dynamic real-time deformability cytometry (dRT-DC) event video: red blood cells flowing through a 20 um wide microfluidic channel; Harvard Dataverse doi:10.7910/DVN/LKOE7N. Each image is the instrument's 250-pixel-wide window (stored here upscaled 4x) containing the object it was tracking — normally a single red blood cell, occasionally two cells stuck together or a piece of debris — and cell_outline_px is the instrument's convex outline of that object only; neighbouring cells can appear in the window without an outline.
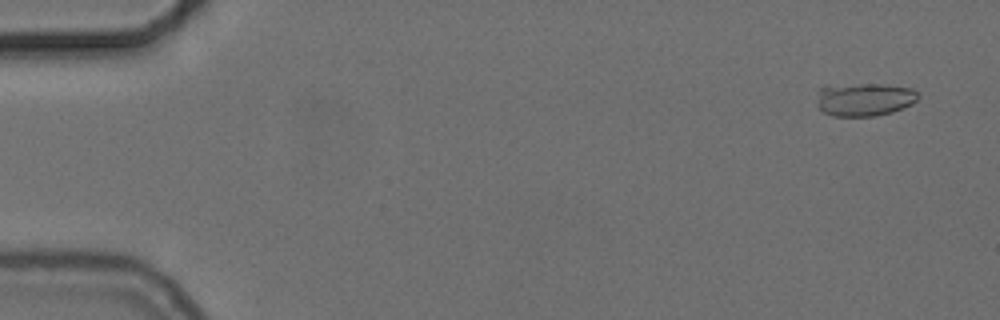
{"species": "common noctule bat (a hibernating species)", "species_latin": "Nyctalus noctula", "temperature_condition": "cold", "stored_images_in_passage": 55, "camera_frame_rate_fps": 3000, "um_per_image_px": 0.085, "animal": {"sex": "female", "body_mass_g": 24.6, "forearm_length_mm": 56.2}, "frame": {"image": 1, "passage_image": 3, "time_ms": 0.667, "image_size_px": [1000, 320], "cell_outline_px": [[920, 96], [912, 104], [892, 112], [876, 116], [832, 116], [824, 112], [816, 104], [820, 88], [828, 84], [884, 84], [912, 88]], "centroid_in_image_um": [73.45, 8.44], "position_along_channel_um": 11.5, "area_um2": 19.83}}
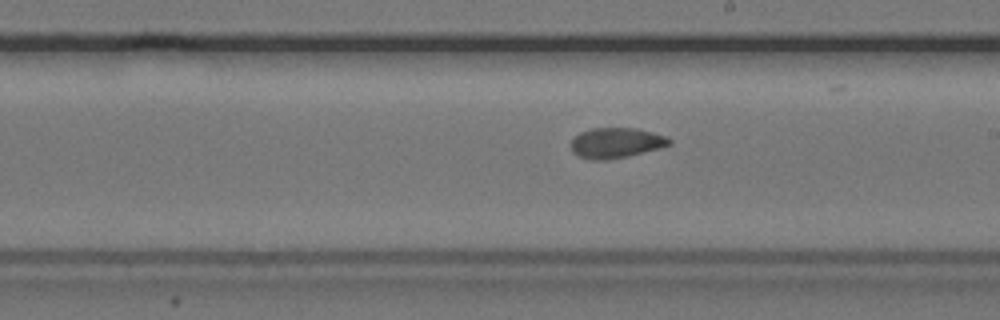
{"frame": {"image": 2, "passage_image": 32, "time_ms": 10.333, "image_size_px": [1000, 320], "cell_outline_px": [[672, 144], [660, 148], [628, 156], [608, 160], [588, 160], [576, 156], [572, 152], [572, 140], [580, 132], [592, 128], [636, 128], [652, 132], [664, 136], [672, 140]], "centroid_in_image_um": [52.35, 12.16], "position_along_channel_um": 236.7, "area_um2": 17.46}}
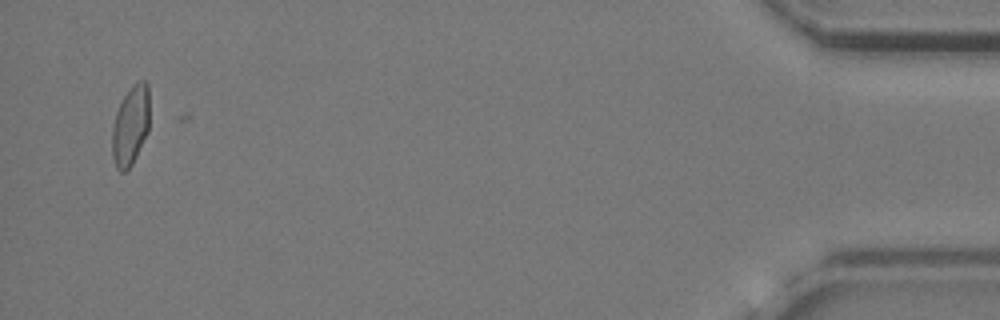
{"frame": {"image": 3, "passage_image": 54, "time_ms": 17.667, "image_size_px": [1000, 320], "cell_outline_px": [[148, 132], [132, 164], [124, 172], [120, 172], [116, 168], [112, 156], [112, 124], [116, 112], [128, 88], [132, 84], [140, 80], [144, 80], [148, 84]], "centroid_in_image_um": [11.08, 10.67], "position_along_channel_um": 424.1, "area_um2": 17.4}, "authors_computed_cell_mechanics": {"area_um2": 18.207, "velocity_mm_per_s": 3.701, "shape_relaxation_time_tau1_ms": null, "shape_relaxation_time_tau2_ms": 2.479, "deformation_change_tau1": null, "deformation_change_tau2": 0.0619}}